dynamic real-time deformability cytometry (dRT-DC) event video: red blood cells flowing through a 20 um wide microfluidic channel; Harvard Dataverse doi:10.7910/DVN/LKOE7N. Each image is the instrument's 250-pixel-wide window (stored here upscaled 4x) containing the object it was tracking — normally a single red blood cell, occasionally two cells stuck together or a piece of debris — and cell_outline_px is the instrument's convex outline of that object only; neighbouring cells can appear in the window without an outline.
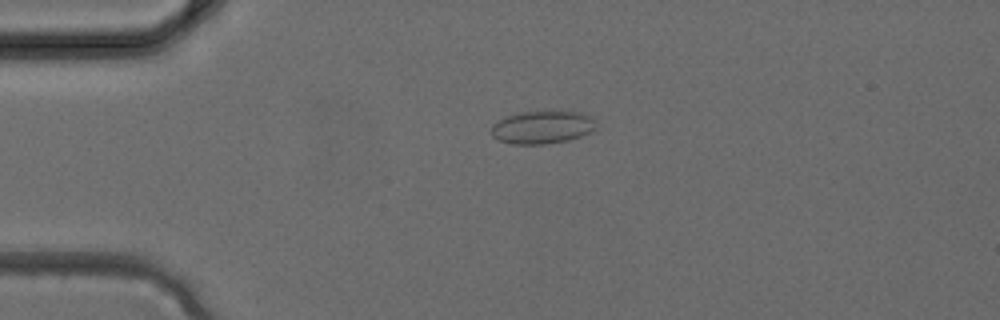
{"species": "common noctule bat (a hibernating species)", "species_latin": "Nyctalus noctula", "temperature_condition": "cold", "stored_images_in_passage": 3, "camera_frame_rate_fps": 3000, "um_per_image_px": 0.085, "animal": {"sex": "female", "body_mass_g": 24.6, "forearm_length_mm": 56.2}, "frame": {"image": 1, "passage_image": 3, "time_ms": 0.667, "image_size_px": [1000, 320], "cell_outline_px": [[596, 128], [592, 132], [568, 140], [544, 144], [512, 144], [500, 140], [492, 136], [492, 124], [508, 116], [520, 112], [580, 112], [592, 116]], "centroid_in_image_um": [46.11, 10.82], "position_along_channel_um": 38.9, "area_um2": 19.83}}